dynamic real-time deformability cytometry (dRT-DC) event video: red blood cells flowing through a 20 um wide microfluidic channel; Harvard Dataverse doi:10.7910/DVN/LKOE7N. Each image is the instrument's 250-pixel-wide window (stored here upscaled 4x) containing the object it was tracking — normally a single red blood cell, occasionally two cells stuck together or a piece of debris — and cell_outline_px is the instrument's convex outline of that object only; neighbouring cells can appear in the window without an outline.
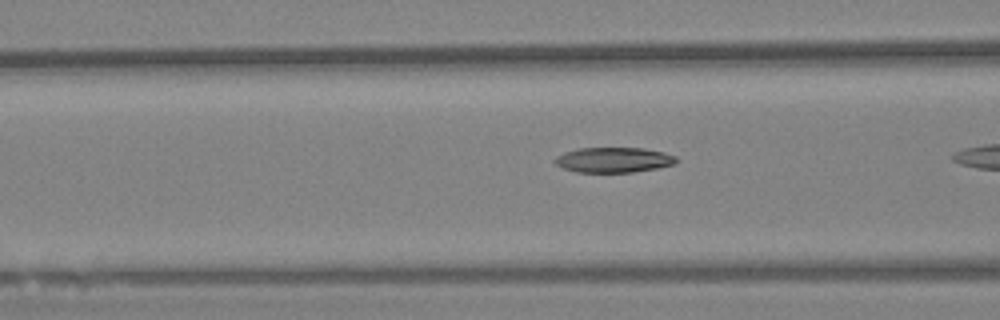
{"species": "Egyptian fruit bat (a non-hibernating species)", "species_latin": "Rousettus aegyptiacus", "temperature_condition": "warm", "stored_images_in_passage": 22, "camera_frame_rate_fps": 3000, "um_per_image_px": 0.085, "animal": {"sex": "female"}, "frame": {"image": 1, "passage_image": 19, "time_ms": 6.0, "image_size_px": [1000, 320], "cell_outline_px": [[676, 164], [656, 168], [632, 172], [576, 172], [564, 168], [556, 164], [552, 160], [556, 156], [564, 152], [580, 148], [644, 148], [664, 152], [676, 156]], "centroid_in_image_um": [52.15, 13.59], "position_along_channel_um": 114.5, "area_um2": 17.8}}